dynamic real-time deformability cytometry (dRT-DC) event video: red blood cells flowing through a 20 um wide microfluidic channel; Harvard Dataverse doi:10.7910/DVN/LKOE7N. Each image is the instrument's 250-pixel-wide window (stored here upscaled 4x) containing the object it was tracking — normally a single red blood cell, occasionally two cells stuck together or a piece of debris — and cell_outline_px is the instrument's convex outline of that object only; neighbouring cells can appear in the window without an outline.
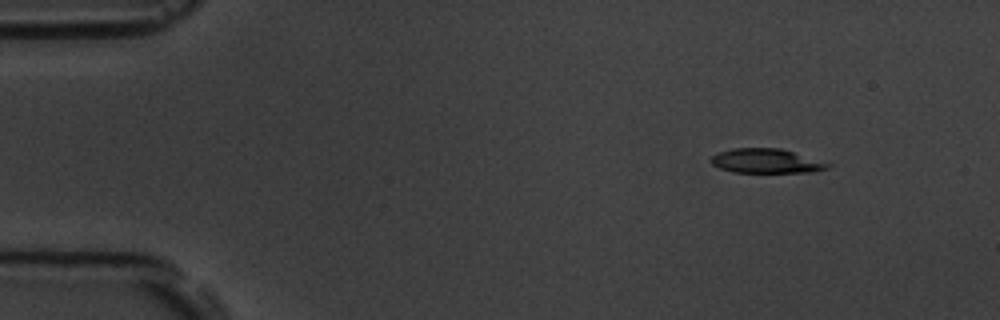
{"species": "common noctule bat (a hibernating species)", "species_latin": "Nyctalus noctula", "temperature_condition": "room temperature", "stored_images_in_passage": 4, "camera_frame_rate_fps": 3000, "um_per_image_px": 0.085, "animal": {"sex": "male", "body_mass_g": 19.5, "forearm_length_mm": 54.6}, "frame": {"image": 1, "passage_image": 1, "time_ms": 0.0, "image_size_px": [1000, 320], "cell_outline_px": [[832, 164], [828, 168], [812, 172], [732, 172], [720, 168], [712, 164], [708, 160], [716, 152], [732, 148], [780, 148]], "centroid_in_image_um": [65.07, 13.68], "position_along_channel_um": 19.9, "area_um2": 16.59}}
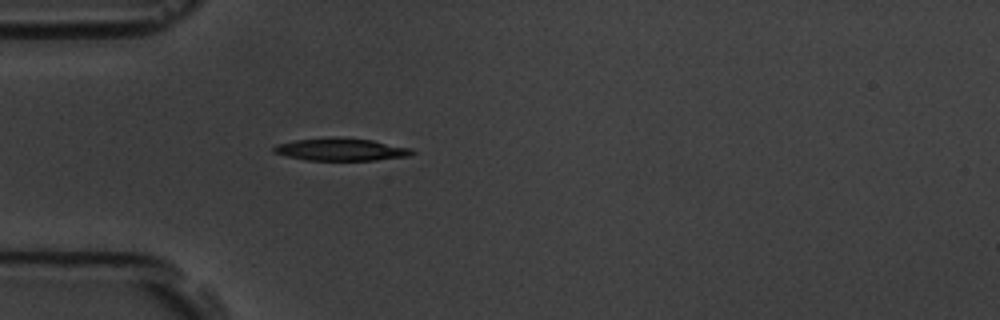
{"frame": {"image": 2, "passage_image": 4, "time_ms": 3.333, "image_size_px": [1000, 320], "cell_outline_px": [[416, 152], [408, 156], [376, 160], [304, 160], [272, 152], [272, 148], [276, 144], [296, 140], [336, 136], [340, 136], [372, 140], [412, 148]], "centroid_in_image_um": [28.98, 12.69], "position_along_channel_um": 56.0, "area_um2": 18.32}}